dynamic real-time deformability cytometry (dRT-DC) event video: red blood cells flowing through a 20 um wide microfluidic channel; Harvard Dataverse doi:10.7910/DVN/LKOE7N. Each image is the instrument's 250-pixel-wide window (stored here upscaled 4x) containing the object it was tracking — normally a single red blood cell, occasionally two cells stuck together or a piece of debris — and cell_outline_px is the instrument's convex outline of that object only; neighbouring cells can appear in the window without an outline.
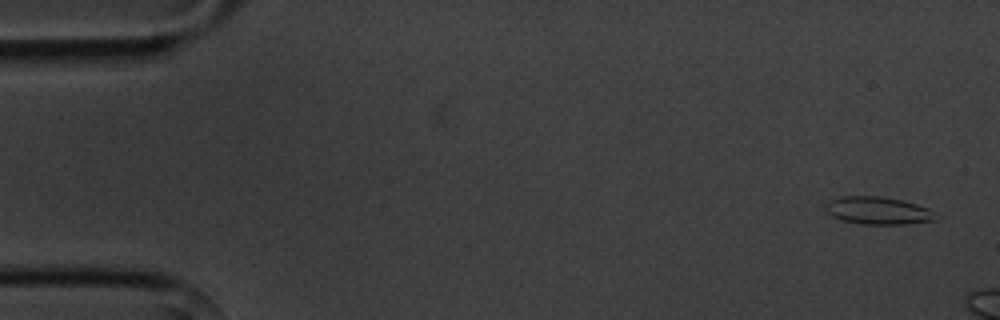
{"species": "common noctule bat (a hibernating species)", "species_latin": "Nyctalus noctula", "temperature_condition": "cold", "stored_images_in_passage": 3, "camera_frame_rate_fps": 3000, "um_per_image_px": 0.085, "animal": {"sex": "male", "body_mass_g": 20.1, "forearm_length_mm": 53.5}, "frame": {"image": 1, "passage_image": 1, "time_ms": 0.0, "image_size_px": [1000, 320], "cell_outline_px": [[940, 220], [904, 224], [864, 224], [840, 220], [824, 212], [824, 204], [840, 196], [880, 196], [904, 200], [928, 208], [940, 216]], "centroid_in_image_um": [74.65, 17.9], "position_along_channel_um": 10.3, "area_um2": 18.09}}